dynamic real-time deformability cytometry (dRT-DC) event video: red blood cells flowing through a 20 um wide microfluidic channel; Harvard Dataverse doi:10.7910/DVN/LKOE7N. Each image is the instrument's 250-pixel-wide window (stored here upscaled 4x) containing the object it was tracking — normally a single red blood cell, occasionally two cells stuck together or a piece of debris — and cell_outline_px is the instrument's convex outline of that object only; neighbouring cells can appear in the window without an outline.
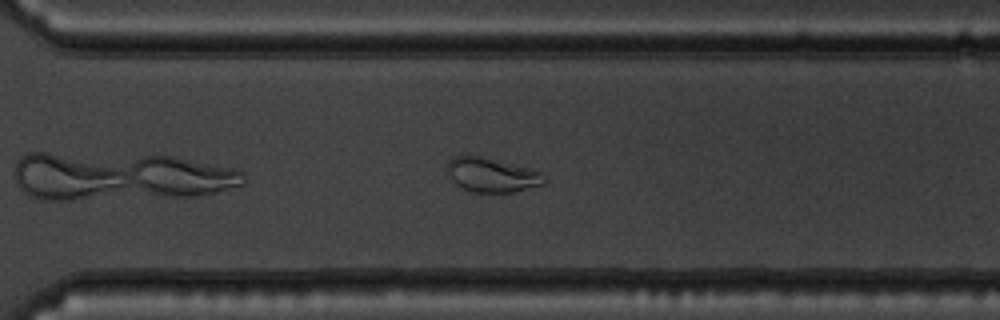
{"species": "common noctule bat (a hibernating species)", "species_latin": "Nyctalus noctula", "temperature_condition": "warm", "stored_images_in_passage": 38, "camera_frame_rate_fps": 3000, "um_per_image_px": 0.085, "animal": {"sex": "male", "body_mass_g": 19.5, "forearm_length_mm": 54.6}, "frame": {"image": 1, "passage_image": 22, "time_ms": 7.0, "image_size_px": [1000, 320], "cell_outline_px": [[548, 180], [544, 184], [512, 192], [472, 192], [456, 184], [452, 180], [448, 172], [448, 160], [464, 152], [528, 168], [540, 172]], "centroid_in_image_um": [41.77, 14.85], "position_along_channel_um": 328.8, "area_um2": 19.36}, "authors_computed_cell_mechanics": {"area_um2": 22.3108, "velocity_mm_per_s": 3.7497, "shape_relaxation_time_tau1_ms": null, "shape_relaxation_time_tau2_ms": 0.8802, "deformation_change_tau1": null, "deformation_change_tau2": 0.0719}}